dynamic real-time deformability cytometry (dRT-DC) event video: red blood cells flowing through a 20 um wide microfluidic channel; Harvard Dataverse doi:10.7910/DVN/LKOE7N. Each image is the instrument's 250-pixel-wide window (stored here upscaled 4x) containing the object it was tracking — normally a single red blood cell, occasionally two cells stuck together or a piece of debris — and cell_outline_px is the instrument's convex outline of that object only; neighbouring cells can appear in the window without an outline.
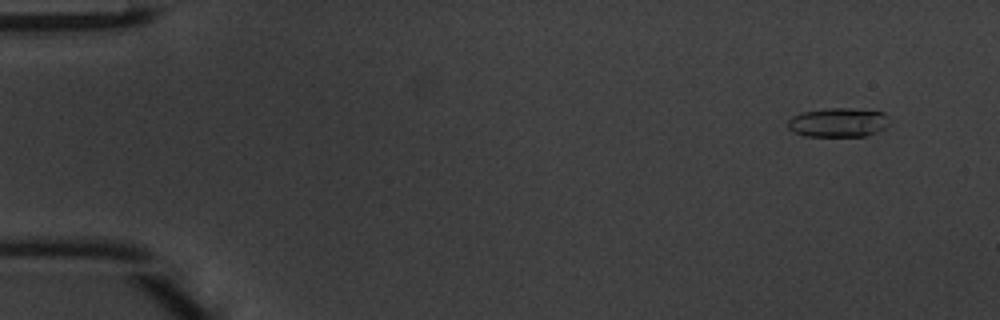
{"species": "common noctule bat (a hibernating species)", "species_latin": "Nyctalus noctula", "temperature_condition": "warm", "stored_images_in_passage": 49, "camera_frame_rate_fps": 3000, "um_per_image_px": 0.085, "animal": {"sex": "male", "body_mass_g": 20.1, "forearm_length_mm": 53.5}, "frame": {"image": 1, "passage_image": 4, "time_ms": 1.0, "image_size_px": [1000, 320], "cell_outline_px": [[888, 124], [884, 128], [876, 132], [864, 136], [804, 136], [788, 128], [788, 120], [792, 116], [800, 112], [828, 108], [848, 108], [884, 112]], "centroid_in_image_um": [71.2, 10.4], "position_along_channel_um": 13.8, "area_um2": 17.11}}
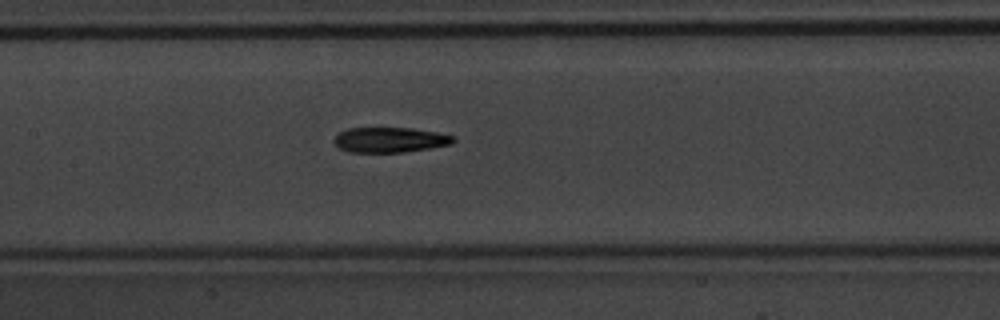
{"frame": {"image": 2, "passage_image": 24, "time_ms": 7.667, "image_size_px": [1000, 320], "cell_outline_px": [[456, 140], [452, 144], [432, 148], [404, 152], [348, 152], [340, 148], [332, 140], [340, 132], [348, 128], [412, 128], [436, 132], [456, 136]], "centroid_in_image_um": [33.18, 11.89], "position_along_channel_um": 174.2, "area_um2": 17.57}}
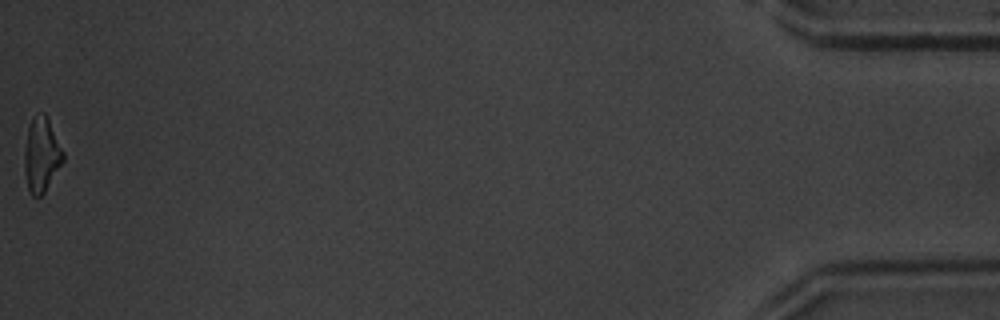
{"frame": {"image": 3, "passage_image": 49, "time_ms": 16.0, "image_size_px": [1000, 320], "cell_outline_px": [[64, 160], [44, 192], [40, 196], [32, 196], [28, 188], [24, 172], [24, 152], [28, 128], [32, 116], [44, 112], [48, 116], [64, 152]], "centroid_in_image_um": [3.53, 13.12], "position_along_channel_um": 431.7, "area_um2": 16.88}, "authors_computed_cell_mechanics": {"area_um2": 17.629, "velocity_mm_per_s": 4.2197, "shape_relaxation_time_tau1_ms": 3.3342, "shape_relaxation_time_tau2_ms": 5.6741, "deformation_change_tau1": 0.1695, "deformation_change_tau2": 0.1835}}